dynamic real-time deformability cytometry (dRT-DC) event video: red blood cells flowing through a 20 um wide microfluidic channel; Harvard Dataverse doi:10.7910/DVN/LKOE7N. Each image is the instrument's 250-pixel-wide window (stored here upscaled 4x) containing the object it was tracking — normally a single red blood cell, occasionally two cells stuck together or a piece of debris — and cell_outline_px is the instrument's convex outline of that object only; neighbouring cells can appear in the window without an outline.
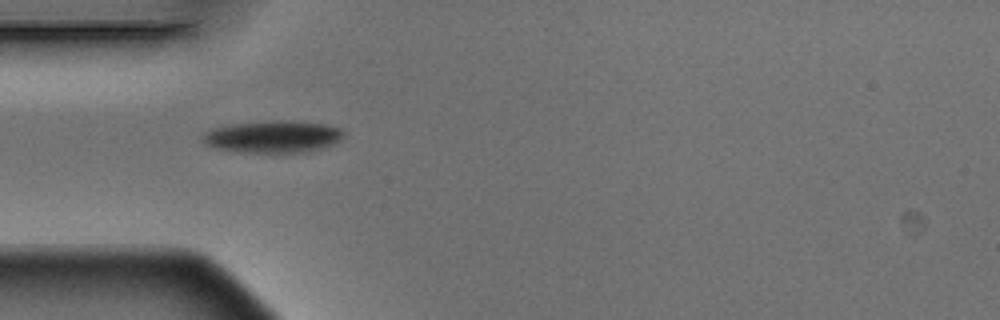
{"species": "Egyptian fruit bat (a non-hibernating species)", "species_latin": "Rousettus aegyptiacus", "temperature_condition": "warm", "stored_images_in_passage": 13, "camera_frame_rate_fps": 3000, "um_per_image_px": 0.085, "animal": {"sex": "male"}, "frame": {"image": 1, "passage_image": 3, "time_ms": 0.667, "image_size_px": [1000, 320], "cell_outline_px": [[344, 136], [340, 140], [324, 148], [308, 152], [244, 152], [212, 148], [204, 144], [200, 140], [200, 136], [204, 132], [212, 128], [232, 124], [324, 124], [340, 128], [344, 132]], "centroid_in_image_um": [23.12, 11.69], "position_along_channel_um": 61.9, "area_um2": 25.14}}
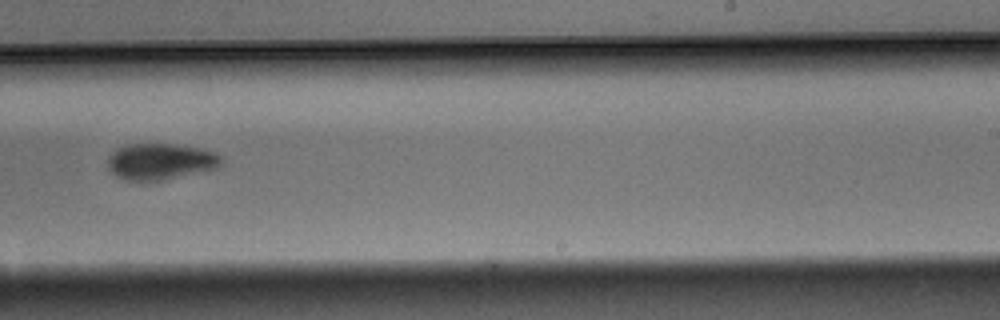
{"frame": {"image": 2, "passage_image": 8, "time_ms": 2.333, "image_size_px": [1000, 320], "cell_outline_px": [[220, 168], [160, 180], [124, 180], [116, 176], [108, 168], [108, 156], [116, 148], [128, 144], [172, 144], [204, 148], [216, 152], [220, 156]], "centroid_in_image_um": [13.64, 13.71], "position_along_channel_um": 275.4, "area_um2": 24.04}}
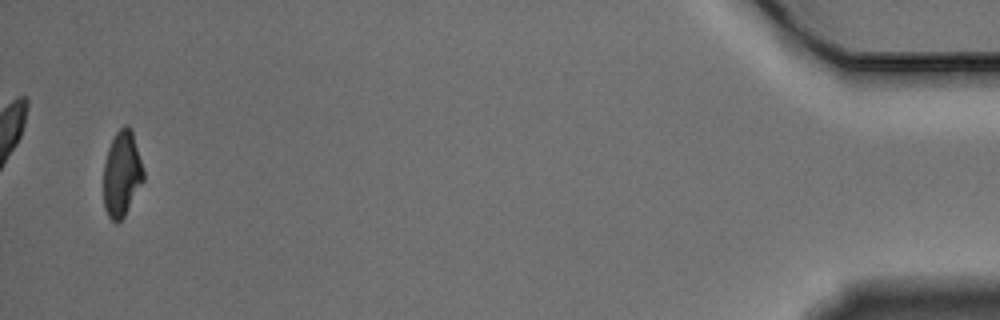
{"frame": {"image": 3, "passage_image": 13, "time_ms": 4.0, "image_size_px": [1000, 320], "cell_outline_px": [[144, 180], [124, 216], [116, 224], [108, 216], [104, 208], [104, 164], [108, 148], [116, 132], [124, 124], [128, 124], [132, 132], [144, 172]], "centroid_in_image_um": [10.35, 14.79], "position_along_channel_um": 424.9, "area_um2": 19.71}}